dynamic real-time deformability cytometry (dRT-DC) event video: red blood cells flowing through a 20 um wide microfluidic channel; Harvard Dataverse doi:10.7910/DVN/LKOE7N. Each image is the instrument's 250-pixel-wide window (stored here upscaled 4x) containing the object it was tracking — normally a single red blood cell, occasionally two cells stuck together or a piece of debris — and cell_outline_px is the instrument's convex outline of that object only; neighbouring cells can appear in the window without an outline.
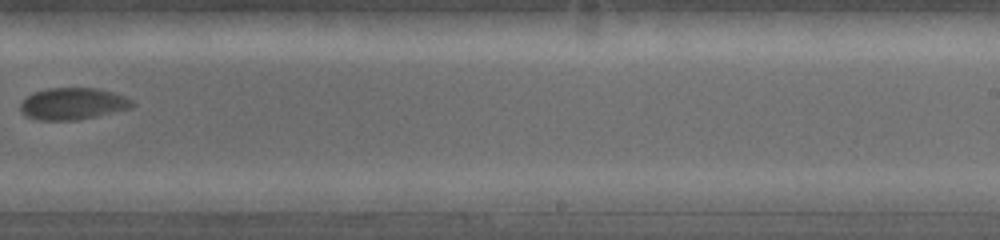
{"species": "common noctule bat (a hibernating species)", "species_latin": "Nyctalus noctula", "temperature_condition": "warm", "stored_images_in_passage": 15, "camera_frame_rate_fps": 5000, "um_per_image_px": 0.085, "animal": {"sex": "female", "body_mass_g": 19.0, "forearm_length_mm": 53.3}, "frame": {"image": 1, "passage_image": 15, "time_ms": 4.0, "image_size_px": [1000, 240], "cell_outline_px": [[132, 104], [128, 108], [96, 116], [76, 120], [40, 120], [28, 116], [20, 112], [20, 104], [28, 96], [36, 92], [48, 88], [96, 88], [132, 100]], "centroid_in_image_um": [6.11, 8.82], "position_along_channel_um": 282.9, "area_um2": 20.06}}